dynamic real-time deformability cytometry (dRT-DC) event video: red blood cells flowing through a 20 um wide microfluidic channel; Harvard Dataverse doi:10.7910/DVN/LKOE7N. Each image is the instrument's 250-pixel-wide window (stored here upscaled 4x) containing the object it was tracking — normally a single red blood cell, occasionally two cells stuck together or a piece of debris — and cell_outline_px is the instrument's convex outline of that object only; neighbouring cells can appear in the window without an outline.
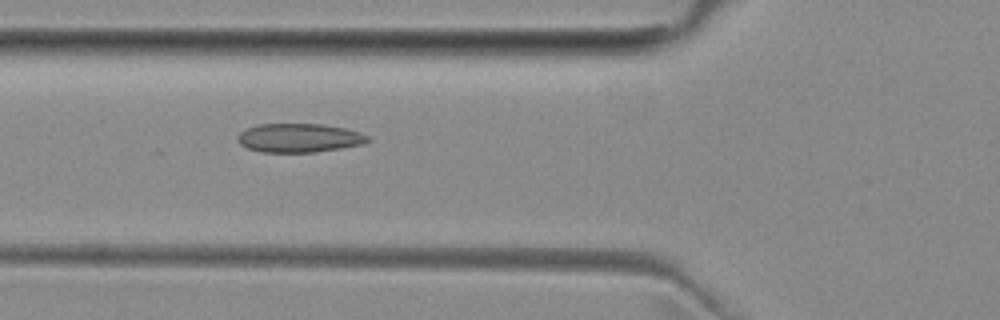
{"species": "common noctule bat (a hibernating species)", "species_latin": "Nyctalus noctula", "temperature_condition": "room temperature", "stored_images_in_passage": 4, "camera_frame_rate_fps": 3000, "um_per_image_px": 0.085, "animal": {"sex": "female", "body_mass_g": 29.2, "forearm_length_mm": 56.3}, "frame": {"image": 1, "passage_image": 3, "time_ms": 2.333, "image_size_px": [1000, 320], "cell_outline_px": [[372, 140], [364, 144], [316, 152], [260, 152], [248, 148], [240, 144], [236, 140], [236, 136], [244, 128], [260, 124], [320, 124], [344, 128], [360, 132], [368, 136]], "centroid_in_image_um": [25.4, 11.72], "position_along_channel_um": 100.4, "area_um2": 22.02}}
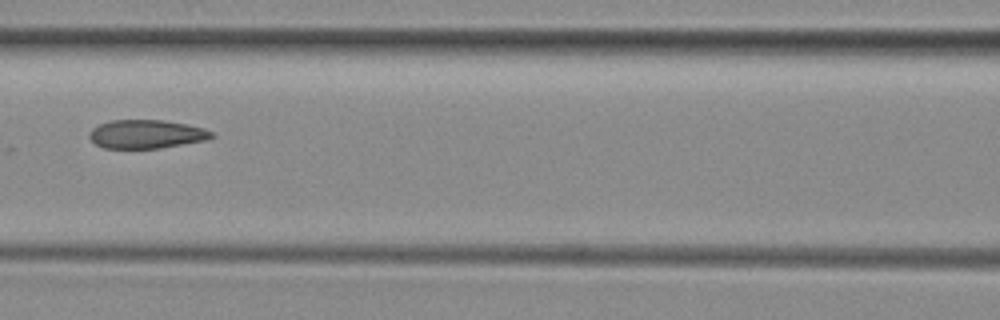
{"frame": {"image": 2, "passage_image": 4, "time_ms": 3.667, "image_size_px": [1000, 320], "cell_outline_px": [[216, 136], [204, 140], [160, 148], [104, 148], [96, 144], [88, 136], [88, 132], [92, 128], [100, 124], [112, 120], [164, 120], [204, 128], [212, 132]], "centroid_in_image_um": [12.41, 11.4], "position_along_channel_um": 154.2, "area_um2": 20.23}}